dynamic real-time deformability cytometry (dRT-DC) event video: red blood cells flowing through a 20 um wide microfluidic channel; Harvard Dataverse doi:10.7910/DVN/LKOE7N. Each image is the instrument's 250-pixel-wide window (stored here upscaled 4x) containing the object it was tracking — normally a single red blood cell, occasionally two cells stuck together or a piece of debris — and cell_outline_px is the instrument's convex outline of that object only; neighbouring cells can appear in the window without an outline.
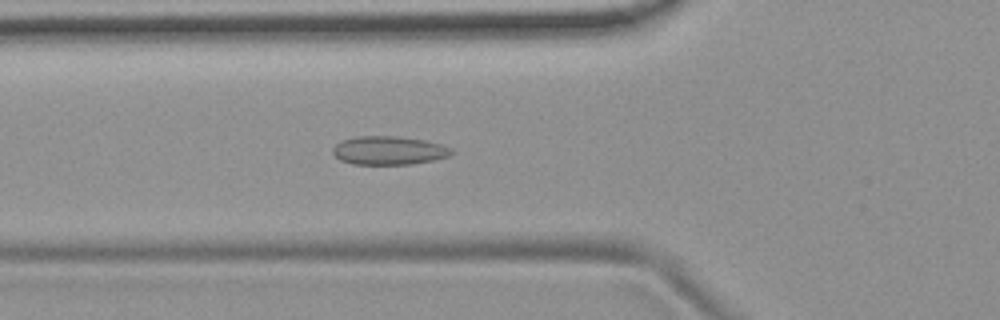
{"species": "common noctule bat (a hibernating species)", "species_latin": "Nyctalus noctula", "temperature_condition": "room temperature", "stored_images_in_passage": 38, "camera_frame_rate_fps": 3000, "um_per_image_px": 0.085, "animal": {"sex": "female", "body_mass_g": 19.9}, "frame": {"image": 1, "passage_image": 4, "time_ms": 1.0, "image_size_px": [1000, 320], "cell_outline_px": [[456, 152], [448, 156], [432, 160], [412, 164], [352, 164], [340, 160], [332, 152], [332, 148], [340, 140], [356, 136], [396, 136], [424, 140], [440, 144], [452, 148]], "centroid_in_image_um": [33.03, 12.78], "position_along_channel_um": 92.8, "area_um2": 19.83}}
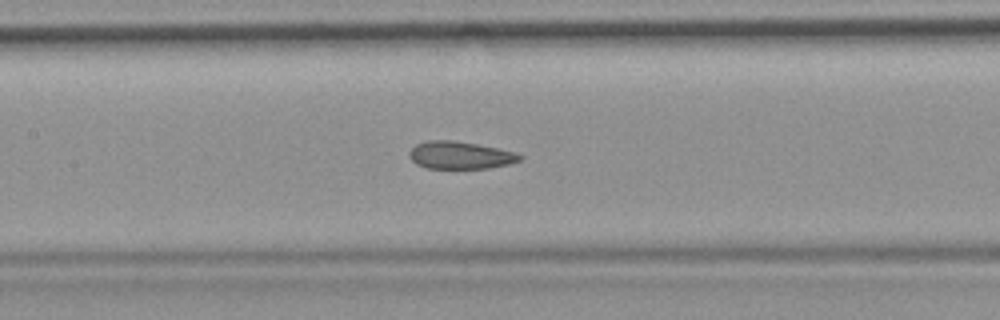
{"frame": {"image": 2, "passage_image": 10, "time_ms": 3.0, "image_size_px": [1000, 320], "cell_outline_px": [[524, 156], [520, 160], [508, 164], [488, 168], [428, 168], [416, 164], [408, 156], [408, 152], [416, 144], [428, 140], [452, 140], [476, 144], [516, 152]], "centroid_in_image_um": [39.09, 13.19], "position_along_channel_um": 168.3, "area_um2": 17.63}}
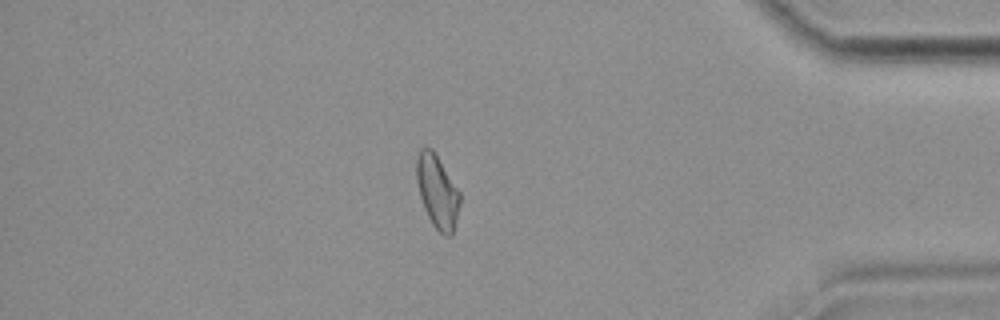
{"frame": {"image": 3, "passage_image": 31, "time_ms": 10.0, "image_size_px": [1000, 320], "cell_outline_px": [[460, 200], [456, 220], [452, 236], [444, 236], [432, 224], [424, 208], [420, 196], [416, 180], [416, 156], [420, 148], [432, 148], [460, 192]], "centroid_in_image_um": [37.16, 16.28], "position_along_channel_um": 398.0, "area_um2": 18.38}, "authors_computed_cell_mechanics": {"area_um2": 18.3804, "velocity_mm_per_s": 3.7596, "shape_relaxation_time_tau1_ms": null, "shape_relaxation_time_tau2_ms": 1.7407, "deformation_change_tau1": null, "deformation_change_tau2": 0.0734}}